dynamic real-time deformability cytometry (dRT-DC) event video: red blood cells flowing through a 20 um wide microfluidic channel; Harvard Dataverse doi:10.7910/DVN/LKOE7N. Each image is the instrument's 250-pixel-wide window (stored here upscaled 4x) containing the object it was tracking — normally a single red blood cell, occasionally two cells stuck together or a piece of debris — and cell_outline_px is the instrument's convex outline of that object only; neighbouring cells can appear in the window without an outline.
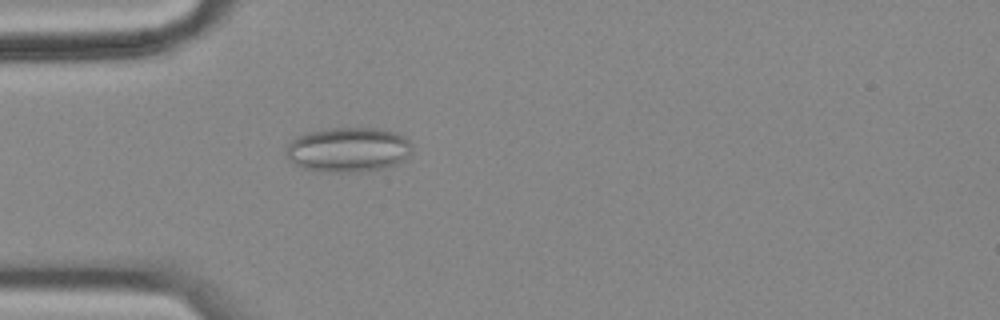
{"species": "common noctule bat (a hibernating species)", "species_latin": "Nyctalus noctula", "temperature_condition": "cold", "stored_images_in_passage": 54, "camera_frame_rate_fps": 3000, "um_per_image_px": 0.085, "animal": {"sex": "female", "body_mass_g": 18.4}, "frame": {"image": 1, "passage_image": 14, "time_ms": 4.333, "image_size_px": [1000, 320], "cell_outline_px": [[412, 152], [404, 160], [396, 164], [384, 168], [352, 172], [320, 172], [304, 168], [288, 160], [288, 144], [296, 136], [308, 132], [332, 128], [376, 128], [396, 132], [404, 136], [412, 144]], "centroid_in_image_um": [29.63, 12.72], "position_along_channel_um": 55.4, "area_um2": 32.89}}
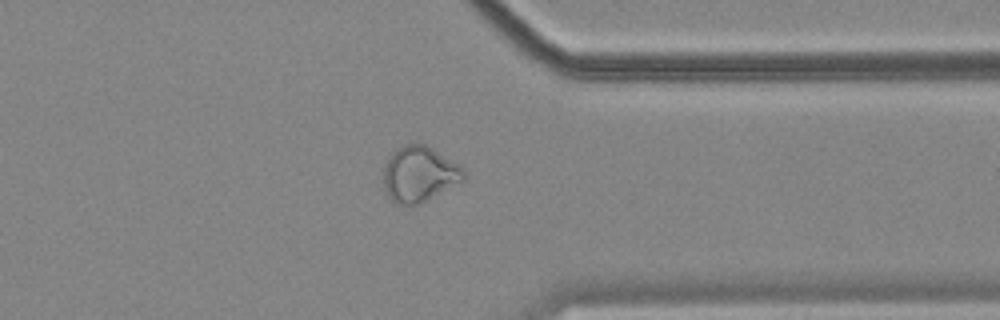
{"frame": {"image": 2, "passage_image": 42, "time_ms": 13.667, "image_size_px": [1000, 320], "cell_outline_px": [[464, 180], [420, 204], [396, 204], [388, 196], [384, 188], [384, 168], [392, 152], [396, 148], [404, 144], [424, 144], [432, 148], [460, 164], [464, 168]], "centroid_in_image_um": [35.65, 14.79], "position_along_channel_um": 375.8, "area_um2": 25.89}}
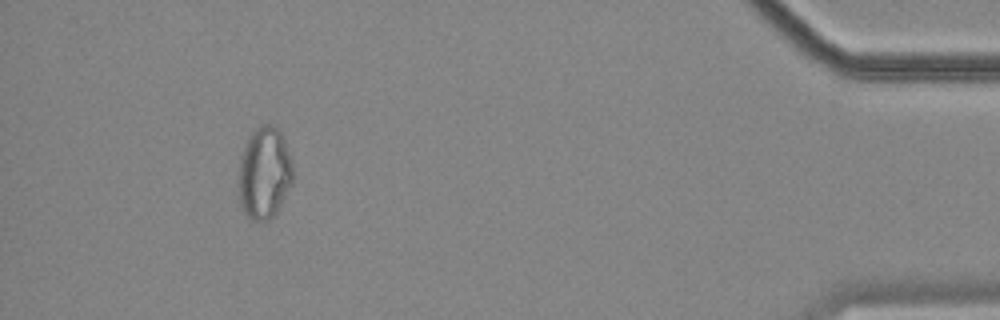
{"frame": {"image": 3, "passage_image": 50, "time_ms": 16.333, "image_size_px": [1000, 320], "cell_outline_px": [[292, 184], [276, 212], [268, 220], [248, 220], [240, 204], [240, 156], [244, 144], [248, 136], [260, 124], [276, 124], [292, 156]], "centroid_in_image_um": [22.48, 14.67], "position_along_channel_um": 412.7, "area_um2": 29.25}, "authors_computed_cell_mechanics": {"area_um2": 27.166, "velocity_mm_per_s": 3.526, "shape_relaxation_time_tau1_ms": null, "shape_relaxation_time_tau2_ms": 2.6253, "deformation_change_tau1": null, "deformation_change_tau2": 0.0828}}